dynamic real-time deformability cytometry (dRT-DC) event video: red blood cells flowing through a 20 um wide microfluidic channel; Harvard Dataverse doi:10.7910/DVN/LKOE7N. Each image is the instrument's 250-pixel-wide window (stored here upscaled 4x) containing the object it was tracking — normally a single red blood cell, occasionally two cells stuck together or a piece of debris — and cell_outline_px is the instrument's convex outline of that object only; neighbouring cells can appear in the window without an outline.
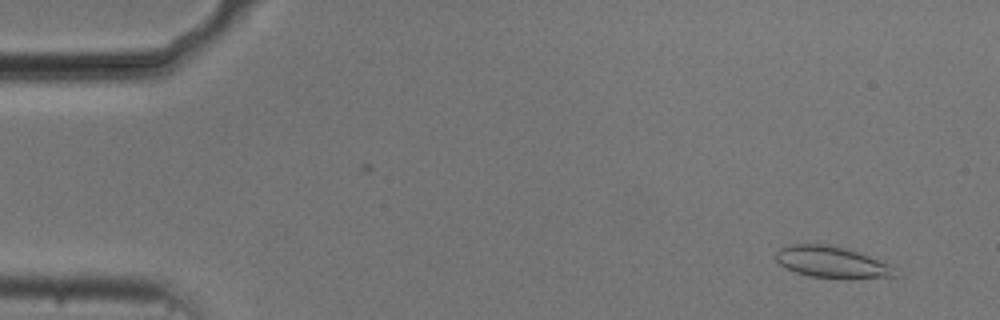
{"species": "common noctule bat (a hibernating species)", "species_latin": "Nyctalus noctula", "temperature_condition": "cold", "stored_images_in_passage": 16, "camera_frame_rate_fps": 3000, "um_per_image_px": 0.085, "animal": {"sex": "male", "body_mass_g": 20.5, "forearm_length_mm": 52.5}, "frame": {"image": 1, "passage_image": 4, "time_ms": 1.0, "image_size_px": [1000, 320], "cell_outline_px": [[900, 276], [848, 280], [808, 276], [784, 268], [776, 260], [776, 252], [780, 248], [792, 244], [828, 244], [844, 248], [896, 264]], "centroid_in_image_um": [70.84, 22.32], "position_along_channel_um": 14.2, "area_um2": 22.77}}